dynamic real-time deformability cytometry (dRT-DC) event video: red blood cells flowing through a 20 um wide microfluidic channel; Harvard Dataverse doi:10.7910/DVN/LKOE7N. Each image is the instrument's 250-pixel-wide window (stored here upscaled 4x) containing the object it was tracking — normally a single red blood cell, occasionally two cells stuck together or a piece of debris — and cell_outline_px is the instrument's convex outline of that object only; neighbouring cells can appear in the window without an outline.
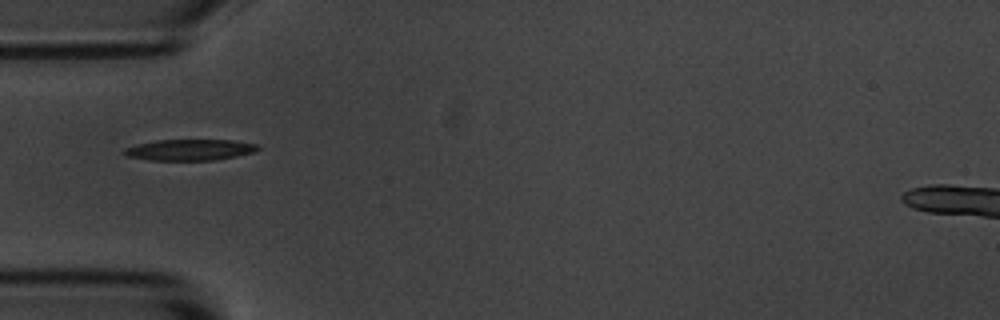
{"species": "common noctule bat (a hibernating species)", "species_latin": "Nyctalus noctula", "temperature_condition": "room temperature", "stored_images_in_passage": 38, "camera_frame_rate_fps": 3000, "um_per_image_px": 0.085, "animal": {"sex": "male", "body_mass_g": 20.1, "forearm_length_mm": 53.5}, "frame": {"image": 1, "passage_image": 1, "time_ms": 0.0, "image_size_px": [1000, 320], "cell_outline_px": [[260, 148], [252, 152], [236, 156], [216, 160], [148, 160], [128, 156], [120, 152], [124, 148], [136, 144], [156, 140], [232, 140], [256, 144]], "centroid_in_image_um": [16.07, 12.73], "position_along_channel_um": 68.9, "area_um2": 16.42}}
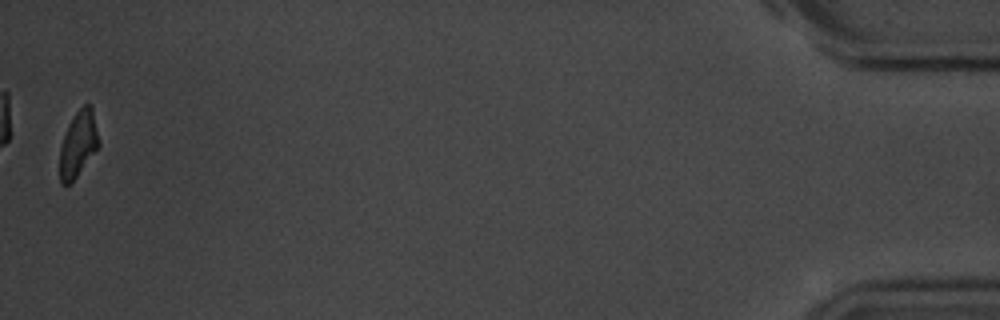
{"frame": {"image": 2, "passage_image": 38, "time_ms": 12.333, "image_size_px": [1000, 320], "cell_outline_px": [[100, 144], [76, 176], [68, 184], [60, 184], [60, 148], [68, 124], [76, 112], [84, 104], [92, 104], [100, 140]], "centroid_in_image_um": [6.67, 12.18], "position_along_channel_um": 428.5, "area_um2": 14.8}, "authors_computed_cell_mechanics": {"area_um2": 16.8487, "velocity_mm_per_s": 3.6725, "shape_relaxation_time_tau1_ms": 3.4854, "shape_relaxation_time_tau2_ms": 7.14, "deformation_change_tau1": 0.1239, "deformation_change_tau2": 0.1257}}